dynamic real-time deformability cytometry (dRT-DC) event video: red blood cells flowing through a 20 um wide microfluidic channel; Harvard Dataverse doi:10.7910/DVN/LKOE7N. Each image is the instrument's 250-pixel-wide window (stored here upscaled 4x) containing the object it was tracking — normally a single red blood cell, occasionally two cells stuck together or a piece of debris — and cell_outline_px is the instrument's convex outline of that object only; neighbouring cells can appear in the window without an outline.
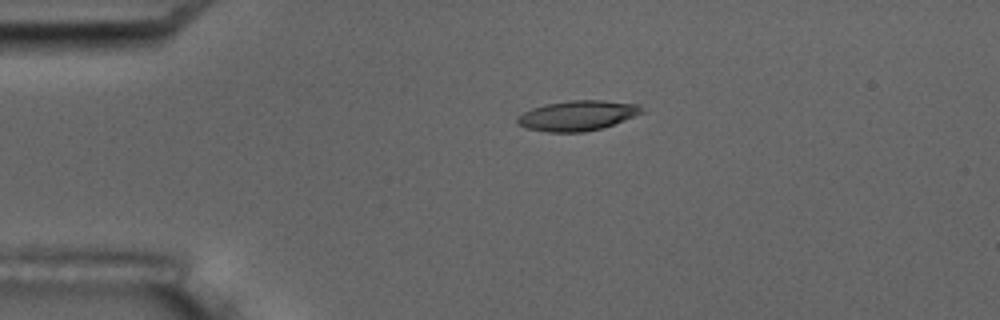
{"species": "common noctule bat (a hibernating species)", "species_latin": "Nyctalus noctula", "temperature_condition": "room temperature", "stored_images_in_passage": 5, "camera_frame_rate_fps": 3000, "um_per_image_px": 0.085, "animal": {"sex": "male", "body_mass_g": 17.5, "forearm_length_mm": 52.3}, "frame": {"image": 1, "passage_image": 4, "time_ms": 3.667, "image_size_px": [1000, 320], "cell_outline_px": [[644, 112], [624, 120], [600, 128], [584, 132], [548, 132], [528, 128], [516, 124], [516, 116], [532, 108], [548, 104], [572, 100], [600, 100], [640, 104], [644, 108]], "centroid_in_image_um": [49.08, 9.82], "position_along_channel_um": 35.9, "area_um2": 21.68}}